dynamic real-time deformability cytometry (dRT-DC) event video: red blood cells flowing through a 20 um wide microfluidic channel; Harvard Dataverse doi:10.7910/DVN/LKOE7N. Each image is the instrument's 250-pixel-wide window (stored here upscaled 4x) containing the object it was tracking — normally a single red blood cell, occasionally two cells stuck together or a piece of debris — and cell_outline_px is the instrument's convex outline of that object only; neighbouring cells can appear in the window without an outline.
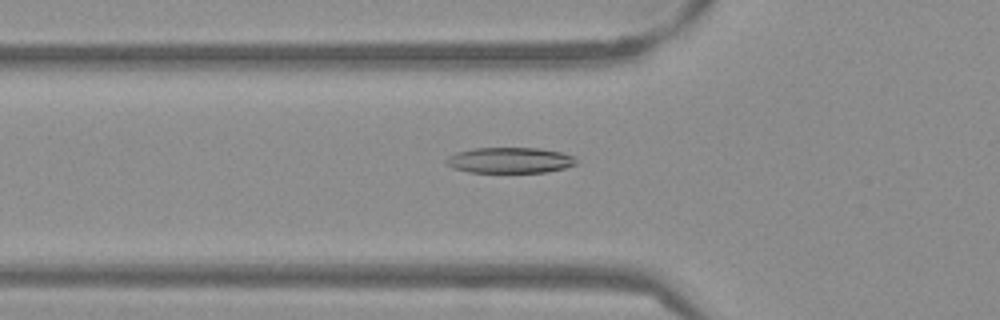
{"species": "Egyptian fruit bat (a non-hibernating species)", "species_latin": "Rousettus aegyptiacus", "temperature_condition": "warm", "stored_images_in_passage": 53, "camera_frame_rate_fps": 3000, "um_per_image_px": 0.085, "frame": {"image": 1, "passage_image": 18, "time_ms": 5.667, "image_size_px": [1000, 320], "cell_outline_px": [[580, 164], [548, 172], [468, 172], [452, 168], [444, 164], [444, 160], [448, 156], [456, 152], [472, 148], [540, 148], [560, 152], [576, 156]], "centroid_in_image_um": [43.35, 13.62], "position_along_channel_um": 82.5, "area_um2": 19.88}}
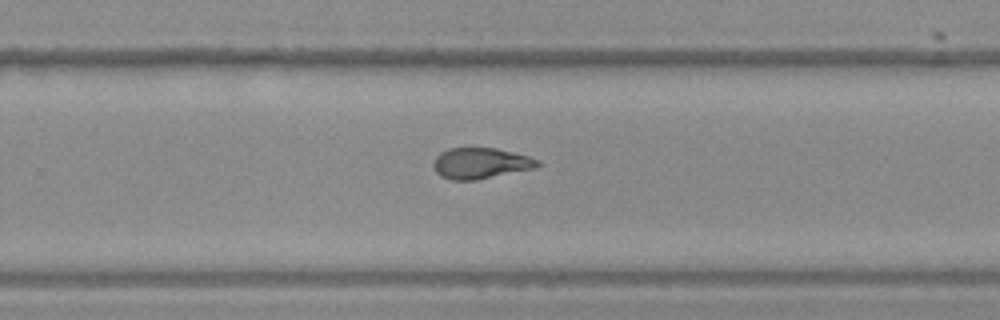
{"frame": {"image": 2, "passage_image": 34, "time_ms": 11.0, "image_size_px": [1000, 320], "cell_outline_px": [[540, 164], [536, 168], [476, 180], [452, 180], [440, 176], [436, 172], [432, 164], [436, 156], [440, 152], [448, 148], [496, 148], [528, 156], [540, 160]], "centroid_in_image_um": [40.84, 13.88], "position_along_channel_um": 289.0, "area_um2": 18.84}}
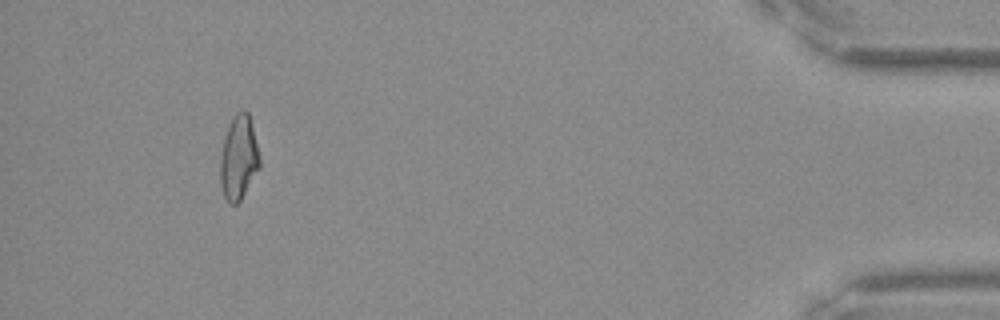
{"frame": {"image": 3, "passage_image": 49, "time_ms": 16.0, "image_size_px": [1000, 320], "cell_outline_px": [[260, 168], [240, 200], [236, 204], [228, 204], [224, 196], [220, 184], [220, 156], [224, 136], [236, 112], [244, 108], [248, 112], [252, 124], [260, 156]], "centroid_in_image_um": [20.29, 13.41], "position_along_channel_um": 414.9, "area_um2": 19.48}, "authors_computed_cell_mechanics": {"area_um2": 19.5364, "velocity_mm_per_s": 3.8532, "shape_relaxation_time_tau1_ms": null, "shape_relaxation_time_tau2_ms": 3.0655, "deformation_change_tau1": null, "deformation_change_tau2": 0.1102}}